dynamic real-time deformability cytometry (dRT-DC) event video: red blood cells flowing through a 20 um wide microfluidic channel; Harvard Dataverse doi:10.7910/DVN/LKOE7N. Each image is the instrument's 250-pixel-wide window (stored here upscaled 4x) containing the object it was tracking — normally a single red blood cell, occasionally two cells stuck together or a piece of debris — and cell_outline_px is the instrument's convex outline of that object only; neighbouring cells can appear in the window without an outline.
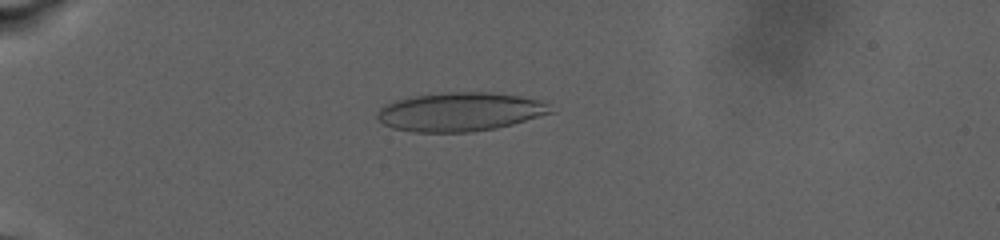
{"species": "human", "species_latin": "Homo sapiens", "temperature_condition": "warm", "stored_images_in_passage": 75, "camera_frame_rate_fps": 3000, "um_per_image_px": 0.085, "donor": {"sex": "male"}, "frame": {"image": 1, "passage_image": 16, "time_ms": 8.0, "image_size_px": [1000, 240], "cell_outline_px": [[552, 112], [540, 116], [512, 124], [496, 128], [472, 132], [412, 132], [392, 128], [384, 124], [376, 116], [380, 108], [396, 100], [416, 96], [448, 92], [492, 92], [540, 100], [548, 104]], "centroid_in_image_um": [39.09, 9.51], "position_along_channel_um": 45.9, "area_um2": 38.78}}
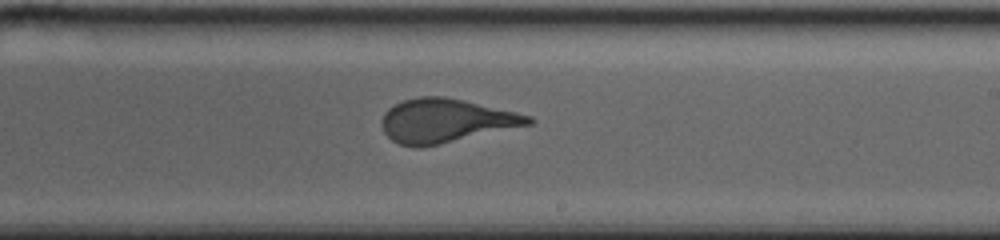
{"frame": {"image": 2, "passage_image": 49, "time_ms": 17.667, "image_size_px": [1000, 240], "cell_outline_px": [[536, 120], [532, 124], [440, 144], [420, 148], [416, 148], [400, 144], [392, 140], [384, 132], [380, 124], [384, 112], [388, 108], [404, 100], [420, 96], [444, 96], [464, 100], [516, 112], [532, 116]], "centroid_in_image_um": [37.88, 10.26], "position_along_channel_um": 251.1, "area_um2": 37.45}}
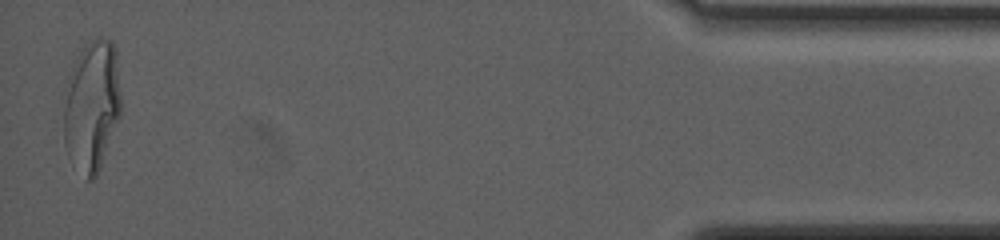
{"frame": {"image": 3, "passage_image": 75, "time_ms": 27.0, "image_size_px": [1000, 240], "cell_outline_px": [[120, 116], [100, 168], [96, 176], [92, 180], [88, 180], [68, 156], [64, 144], [64, 108], [68, 76], [80, 52], [92, 40], [100, 36], [112, 40], [116, 48], [120, 92]], "centroid_in_image_um": [7.82, 8.98], "position_along_channel_um": 427.4, "area_um2": 43.47}}